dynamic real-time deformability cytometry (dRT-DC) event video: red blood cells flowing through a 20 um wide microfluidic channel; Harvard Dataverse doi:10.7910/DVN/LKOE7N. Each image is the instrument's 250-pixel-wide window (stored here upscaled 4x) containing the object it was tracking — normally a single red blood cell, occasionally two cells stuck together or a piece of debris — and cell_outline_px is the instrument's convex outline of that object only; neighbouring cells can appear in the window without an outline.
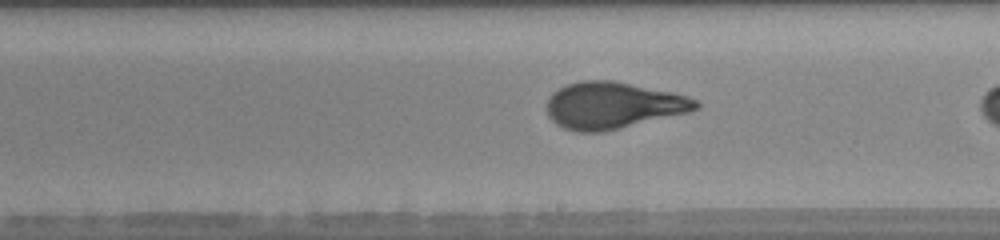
{"species": "human", "species_latin": "Homo sapiens", "temperature_condition": "warm", "stored_images_in_passage": 23, "camera_frame_rate_fps": 3000, "um_per_image_px": 0.085, "donor": {"sex": "female"}, "frame": {"image": 1, "passage_image": 14, "time_ms": 4.333, "image_size_px": [1000, 240], "cell_outline_px": [[700, 108], [688, 112], [604, 132], [576, 132], [564, 128], [556, 124], [548, 116], [548, 96], [552, 92], [568, 84], [580, 80], [612, 80], [688, 96], [696, 100], [700, 104]], "centroid_in_image_um": [52.07, 8.96], "position_along_channel_um": 236.9, "area_um2": 40.34}}